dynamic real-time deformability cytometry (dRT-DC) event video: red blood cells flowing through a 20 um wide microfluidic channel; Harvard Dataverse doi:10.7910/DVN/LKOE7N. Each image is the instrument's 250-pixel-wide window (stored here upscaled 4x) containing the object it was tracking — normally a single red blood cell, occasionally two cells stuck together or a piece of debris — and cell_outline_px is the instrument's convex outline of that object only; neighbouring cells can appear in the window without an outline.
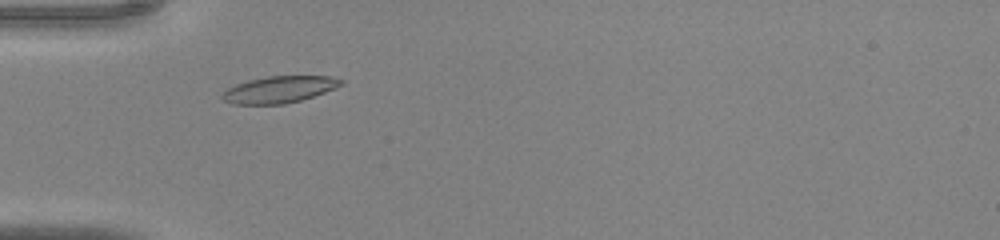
{"species": "common noctule bat (a hibernating species)", "species_latin": "Nyctalus noctula", "temperature_condition": "warm", "stored_images_in_passage": 36, "camera_frame_rate_fps": 3000, "um_per_image_px": 0.085, "animal": {"sex": "male", "body_mass_g": 20.0, "forearm_length_mm": 53.3}, "frame": {"image": 1, "passage_image": 6, "time_ms": 1.667, "image_size_px": [1000, 240], "cell_outline_px": [[344, 84], [336, 88], [300, 100], [284, 104], [232, 104], [224, 100], [220, 96], [228, 88], [236, 84], [248, 80], [268, 76], [332, 76], [344, 80]], "centroid_in_image_um": [23.75, 7.6], "position_along_channel_um": 61.2, "area_um2": 18.44}}
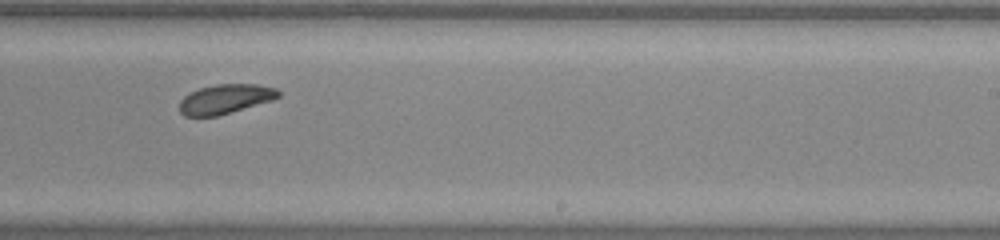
{"frame": {"image": 2, "passage_image": 20, "time_ms": 6.333, "image_size_px": [1000, 240], "cell_outline_px": [[280, 96], [272, 100], [216, 116], [184, 116], [180, 112], [180, 100], [184, 96], [200, 88], [216, 84], [256, 84], [276, 88], [280, 92]], "centroid_in_image_um": [19.15, 8.41], "position_along_channel_um": 269.9, "area_um2": 16.76}}
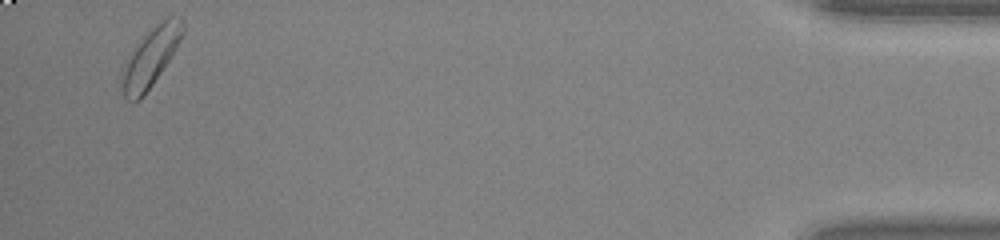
{"frame": {"image": 3, "passage_image": 35, "time_ms": 11.333, "image_size_px": [1000, 240], "cell_outline_px": [[184, 32], [176, 48], [144, 96], [140, 100], [128, 100], [124, 96], [120, 88], [120, 80], [124, 60], [144, 36], [156, 24], [168, 16], [180, 16], [184, 20]], "centroid_in_image_um": [12.78, 4.87], "position_along_channel_um": 422.4, "area_um2": 20.75}}